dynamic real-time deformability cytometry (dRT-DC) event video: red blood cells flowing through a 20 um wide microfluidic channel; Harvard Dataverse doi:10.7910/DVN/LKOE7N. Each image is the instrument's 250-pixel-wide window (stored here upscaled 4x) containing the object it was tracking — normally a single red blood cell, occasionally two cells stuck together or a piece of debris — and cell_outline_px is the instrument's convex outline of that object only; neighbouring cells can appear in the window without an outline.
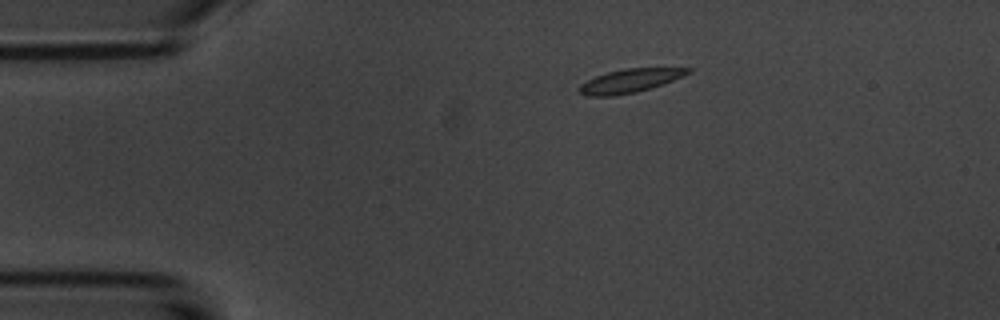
{"species": "common noctule bat (a hibernating species)", "species_latin": "Nyctalus noctula", "temperature_condition": "room temperature", "stored_images_in_passage": 6, "camera_frame_rate_fps": 3000, "um_per_image_px": 0.085, "animal": {"sex": "male", "body_mass_g": 20.1, "forearm_length_mm": 53.5}, "frame": {"image": 1, "passage_image": 2, "time_ms": 1.333, "image_size_px": [1000, 320], "cell_outline_px": [[692, 72], [684, 76], [664, 84], [636, 92], [616, 96], [588, 96], [580, 92], [576, 88], [580, 84], [596, 76], [608, 72], [624, 68], [692, 68]], "centroid_in_image_um": [53.55, 6.87], "position_along_channel_um": 31.4, "area_um2": 15.03}}
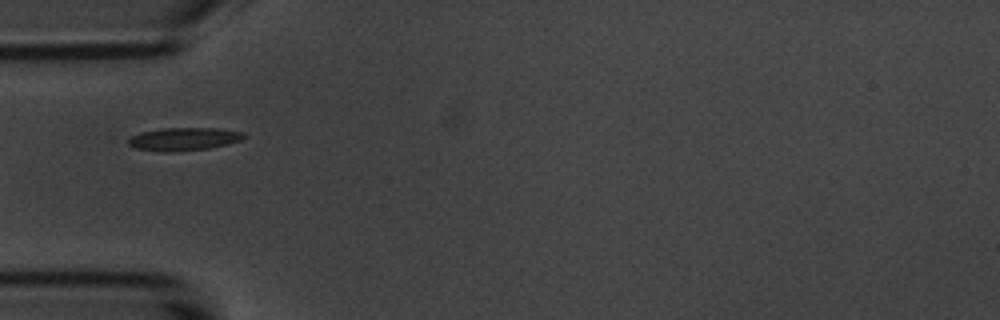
{"frame": {"image": 2, "passage_image": 4, "time_ms": 3.667, "image_size_px": [1000, 320], "cell_outline_px": [[244, 136], [240, 140], [208, 148], [176, 152], [160, 152], [136, 148], [128, 144], [128, 140], [132, 136], [140, 132], [164, 128], [220, 128], [244, 132]], "centroid_in_image_um": [15.59, 11.81], "position_along_channel_um": 69.4, "area_um2": 15.37}}
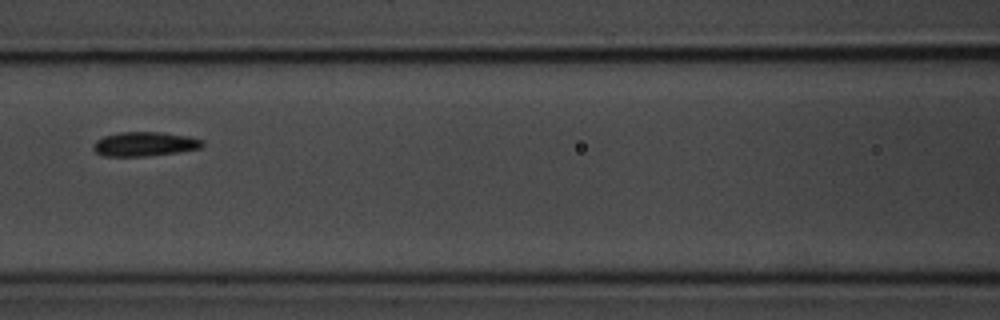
{"frame": {"image": 3, "passage_image": 6, "time_ms": 6.0, "image_size_px": [1000, 320], "cell_outline_px": [[204, 144], [200, 148], [180, 152], [148, 156], [100, 156], [92, 148], [92, 144], [96, 140], [104, 136], [120, 132], [160, 132], [188, 136], [204, 140]], "centroid_in_image_um": [12.28, 12.25], "position_along_channel_um": 154.3, "area_um2": 15.61}}